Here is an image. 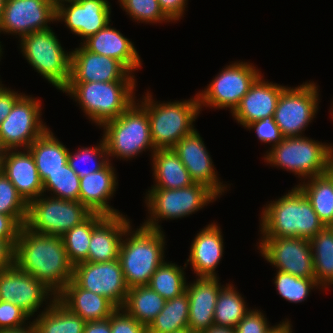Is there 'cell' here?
I'll list each match as a JSON object with an SVG mask.
<instances>
[{"mask_svg":"<svg viewBox=\"0 0 333 333\" xmlns=\"http://www.w3.org/2000/svg\"><path fill=\"white\" fill-rule=\"evenodd\" d=\"M15 265L34 276L55 296L73 279L61 236L39 234L25 225L20 228L15 246Z\"/></svg>","mask_w":333,"mask_h":333,"instance_id":"6da1fadb","label":"cell"},{"mask_svg":"<svg viewBox=\"0 0 333 333\" xmlns=\"http://www.w3.org/2000/svg\"><path fill=\"white\" fill-rule=\"evenodd\" d=\"M262 208V237H298L311 239L326 226L311 202L296 185L288 193Z\"/></svg>","mask_w":333,"mask_h":333,"instance_id":"7a4b0ae2","label":"cell"},{"mask_svg":"<svg viewBox=\"0 0 333 333\" xmlns=\"http://www.w3.org/2000/svg\"><path fill=\"white\" fill-rule=\"evenodd\" d=\"M130 225L121 242L119 261L128 288L146 286L157 268L165 261L163 230L143 225L132 230Z\"/></svg>","mask_w":333,"mask_h":333,"instance_id":"3957f363","label":"cell"},{"mask_svg":"<svg viewBox=\"0 0 333 333\" xmlns=\"http://www.w3.org/2000/svg\"><path fill=\"white\" fill-rule=\"evenodd\" d=\"M136 81L69 82L62 90L71 96L97 126L119 117L137 98ZM135 90V91H134Z\"/></svg>","mask_w":333,"mask_h":333,"instance_id":"277c9868","label":"cell"},{"mask_svg":"<svg viewBox=\"0 0 333 333\" xmlns=\"http://www.w3.org/2000/svg\"><path fill=\"white\" fill-rule=\"evenodd\" d=\"M149 91L137 102L146 109L150 121L151 138L155 149L173 148L183 137L192 133L198 118V95L183 101L158 102Z\"/></svg>","mask_w":333,"mask_h":333,"instance_id":"5b68a950","label":"cell"},{"mask_svg":"<svg viewBox=\"0 0 333 333\" xmlns=\"http://www.w3.org/2000/svg\"><path fill=\"white\" fill-rule=\"evenodd\" d=\"M264 154V161L292 172L300 180L329 171L333 164V144H324L306 136L286 137Z\"/></svg>","mask_w":333,"mask_h":333,"instance_id":"8992f818","label":"cell"},{"mask_svg":"<svg viewBox=\"0 0 333 333\" xmlns=\"http://www.w3.org/2000/svg\"><path fill=\"white\" fill-rule=\"evenodd\" d=\"M134 101L119 117L106 121L99 128H103V139L108 157L130 160L139 156L141 152L154 148L150 121L146 109ZM139 154V155H138Z\"/></svg>","mask_w":333,"mask_h":333,"instance_id":"52a82bcc","label":"cell"},{"mask_svg":"<svg viewBox=\"0 0 333 333\" xmlns=\"http://www.w3.org/2000/svg\"><path fill=\"white\" fill-rule=\"evenodd\" d=\"M218 198L211 189L199 183L180 189L151 188L145 195L149 217L142 225L161 231L163 227L159 221L188 217Z\"/></svg>","mask_w":333,"mask_h":333,"instance_id":"ba28073f","label":"cell"},{"mask_svg":"<svg viewBox=\"0 0 333 333\" xmlns=\"http://www.w3.org/2000/svg\"><path fill=\"white\" fill-rule=\"evenodd\" d=\"M52 28L19 39L22 55L36 72L62 91L69 83L71 53L63 49Z\"/></svg>","mask_w":333,"mask_h":333,"instance_id":"9c48e42d","label":"cell"},{"mask_svg":"<svg viewBox=\"0 0 333 333\" xmlns=\"http://www.w3.org/2000/svg\"><path fill=\"white\" fill-rule=\"evenodd\" d=\"M91 214L80 201L64 200L43 193L28 204L25 226L35 233L62 237Z\"/></svg>","mask_w":333,"mask_h":333,"instance_id":"30bf717a","label":"cell"},{"mask_svg":"<svg viewBox=\"0 0 333 333\" xmlns=\"http://www.w3.org/2000/svg\"><path fill=\"white\" fill-rule=\"evenodd\" d=\"M252 63L235 61L226 65L209 85L197 93L200 110L203 106L229 108L231 113L239 105L251 85L261 75Z\"/></svg>","mask_w":333,"mask_h":333,"instance_id":"8fae6325","label":"cell"},{"mask_svg":"<svg viewBox=\"0 0 333 333\" xmlns=\"http://www.w3.org/2000/svg\"><path fill=\"white\" fill-rule=\"evenodd\" d=\"M319 91L316 83L309 81L281 92L273 119L284 138L305 136L303 131L318 112Z\"/></svg>","mask_w":333,"mask_h":333,"instance_id":"7c38bea8","label":"cell"},{"mask_svg":"<svg viewBox=\"0 0 333 333\" xmlns=\"http://www.w3.org/2000/svg\"><path fill=\"white\" fill-rule=\"evenodd\" d=\"M41 101L23 95L0 126V141L7 150L27 149L49 127L43 123Z\"/></svg>","mask_w":333,"mask_h":333,"instance_id":"4fadbf2b","label":"cell"},{"mask_svg":"<svg viewBox=\"0 0 333 333\" xmlns=\"http://www.w3.org/2000/svg\"><path fill=\"white\" fill-rule=\"evenodd\" d=\"M260 255L278 271L299 278H315L309 239L298 237H260Z\"/></svg>","mask_w":333,"mask_h":333,"instance_id":"5bb4252c","label":"cell"},{"mask_svg":"<svg viewBox=\"0 0 333 333\" xmlns=\"http://www.w3.org/2000/svg\"><path fill=\"white\" fill-rule=\"evenodd\" d=\"M73 280L83 289L106 297L122 308L128 286L119 259L108 262H82L74 266Z\"/></svg>","mask_w":333,"mask_h":333,"instance_id":"9a60e30c","label":"cell"},{"mask_svg":"<svg viewBox=\"0 0 333 333\" xmlns=\"http://www.w3.org/2000/svg\"><path fill=\"white\" fill-rule=\"evenodd\" d=\"M56 21V8L49 0H6L0 33L19 38L50 28Z\"/></svg>","mask_w":333,"mask_h":333,"instance_id":"2e32d148","label":"cell"},{"mask_svg":"<svg viewBox=\"0 0 333 333\" xmlns=\"http://www.w3.org/2000/svg\"><path fill=\"white\" fill-rule=\"evenodd\" d=\"M0 297L2 301L20 307L30 317L35 316V312L43 307L42 304L49 305L56 299L39 280L21 271L16 265L0 271Z\"/></svg>","mask_w":333,"mask_h":333,"instance_id":"e0dca14e","label":"cell"},{"mask_svg":"<svg viewBox=\"0 0 333 333\" xmlns=\"http://www.w3.org/2000/svg\"><path fill=\"white\" fill-rule=\"evenodd\" d=\"M172 149L188 170L194 183L205 185L219 198L228 190L227 184L219 180L212 158L197 129L183 137Z\"/></svg>","mask_w":333,"mask_h":333,"instance_id":"ac0fdd59","label":"cell"},{"mask_svg":"<svg viewBox=\"0 0 333 333\" xmlns=\"http://www.w3.org/2000/svg\"><path fill=\"white\" fill-rule=\"evenodd\" d=\"M80 47L71 51L69 82L136 81L135 76L117 59Z\"/></svg>","mask_w":333,"mask_h":333,"instance_id":"d6986e66","label":"cell"},{"mask_svg":"<svg viewBox=\"0 0 333 333\" xmlns=\"http://www.w3.org/2000/svg\"><path fill=\"white\" fill-rule=\"evenodd\" d=\"M108 0H77L56 9V22H64L82 41L96 34L110 22L111 7Z\"/></svg>","mask_w":333,"mask_h":333,"instance_id":"ffe728a7","label":"cell"},{"mask_svg":"<svg viewBox=\"0 0 333 333\" xmlns=\"http://www.w3.org/2000/svg\"><path fill=\"white\" fill-rule=\"evenodd\" d=\"M287 86L264 80L261 74L231 113L244 128L257 120L273 116L281 92Z\"/></svg>","mask_w":333,"mask_h":333,"instance_id":"44dd1931","label":"cell"},{"mask_svg":"<svg viewBox=\"0 0 333 333\" xmlns=\"http://www.w3.org/2000/svg\"><path fill=\"white\" fill-rule=\"evenodd\" d=\"M223 240L220 226L215 222L209 223L191 242L184 268L190 264L196 277L217 278L216 268L224 254Z\"/></svg>","mask_w":333,"mask_h":333,"instance_id":"7402d4cb","label":"cell"},{"mask_svg":"<svg viewBox=\"0 0 333 333\" xmlns=\"http://www.w3.org/2000/svg\"><path fill=\"white\" fill-rule=\"evenodd\" d=\"M219 280V277H197L192 283L186 284L185 291L189 299L188 328L195 333H201L214 325L217 297L224 287Z\"/></svg>","mask_w":333,"mask_h":333,"instance_id":"603a6c76","label":"cell"},{"mask_svg":"<svg viewBox=\"0 0 333 333\" xmlns=\"http://www.w3.org/2000/svg\"><path fill=\"white\" fill-rule=\"evenodd\" d=\"M117 185V174L110 161L103 169L80 177L79 201L92 213L120 215L122 213L108 202L113 198Z\"/></svg>","mask_w":333,"mask_h":333,"instance_id":"cb8c5ba5","label":"cell"},{"mask_svg":"<svg viewBox=\"0 0 333 333\" xmlns=\"http://www.w3.org/2000/svg\"><path fill=\"white\" fill-rule=\"evenodd\" d=\"M22 151L7 150L1 172L15 186L23 200L29 204L43 194V182L30 151L28 149Z\"/></svg>","mask_w":333,"mask_h":333,"instance_id":"d4e9b609","label":"cell"},{"mask_svg":"<svg viewBox=\"0 0 333 333\" xmlns=\"http://www.w3.org/2000/svg\"><path fill=\"white\" fill-rule=\"evenodd\" d=\"M81 44L92 53L117 59L133 74L142 67L135 45L110 23Z\"/></svg>","mask_w":333,"mask_h":333,"instance_id":"484cf974","label":"cell"},{"mask_svg":"<svg viewBox=\"0 0 333 333\" xmlns=\"http://www.w3.org/2000/svg\"><path fill=\"white\" fill-rule=\"evenodd\" d=\"M130 225L123 214L106 216L92 231L86 262L117 260L124 233Z\"/></svg>","mask_w":333,"mask_h":333,"instance_id":"4316f807","label":"cell"},{"mask_svg":"<svg viewBox=\"0 0 333 333\" xmlns=\"http://www.w3.org/2000/svg\"><path fill=\"white\" fill-rule=\"evenodd\" d=\"M56 299L85 322L107 319L117 309L106 297L81 288L73 279Z\"/></svg>","mask_w":333,"mask_h":333,"instance_id":"83f0119b","label":"cell"},{"mask_svg":"<svg viewBox=\"0 0 333 333\" xmlns=\"http://www.w3.org/2000/svg\"><path fill=\"white\" fill-rule=\"evenodd\" d=\"M151 157L155 181L151 188L180 189L194 183L172 148L156 149Z\"/></svg>","mask_w":333,"mask_h":333,"instance_id":"f1b7e54d","label":"cell"},{"mask_svg":"<svg viewBox=\"0 0 333 333\" xmlns=\"http://www.w3.org/2000/svg\"><path fill=\"white\" fill-rule=\"evenodd\" d=\"M42 182L68 162L69 149L55 137L50 128L28 148Z\"/></svg>","mask_w":333,"mask_h":333,"instance_id":"f546056e","label":"cell"},{"mask_svg":"<svg viewBox=\"0 0 333 333\" xmlns=\"http://www.w3.org/2000/svg\"><path fill=\"white\" fill-rule=\"evenodd\" d=\"M32 319L37 333H83L86 322L57 299Z\"/></svg>","mask_w":333,"mask_h":333,"instance_id":"4dcf8cb0","label":"cell"},{"mask_svg":"<svg viewBox=\"0 0 333 333\" xmlns=\"http://www.w3.org/2000/svg\"><path fill=\"white\" fill-rule=\"evenodd\" d=\"M297 185L311 202L319 219L327 227H333V176L326 172Z\"/></svg>","mask_w":333,"mask_h":333,"instance_id":"1f68e13d","label":"cell"},{"mask_svg":"<svg viewBox=\"0 0 333 333\" xmlns=\"http://www.w3.org/2000/svg\"><path fill=\"white\" fill-rule=\"evenodd\" d=\"M166 300L148 285L130 288L123 309L146 327L164 308Z\"/></svg>","mask_w":333,"mask_h":333,"instance_id":"d6a6232c","label":"cell"},{"mask_svg":"<svg viewBox=\"0 0 333 333\" xmlns=\"http://www.w3.org/2000/svg\"><path fill=\"white\" fill-rule=\"evenodd\" d=\"M309 241L315 280L320 288L327 289L333 283V227H325Z\"/></svg>","mask_w":333,"mask_h":333,"instance_id":"836d02e7","label":"cell"},{"mask_svg":"<svg viewBox=\"0 0 333 333\" xmlns=\"http://www.w3.org/2000/svg\"><path fill=\"white\" fill-rule=\"evenodd\" d=\"M189 299L186 291L166 300L164 308L147 327V333H173L188 328Z\"/></svg>","mask_w":333,"mask_h":333,"instance_id":"e575fe53","label":"cell"},{"mask_svg":"<svg viewBox=\"0 0 333 333\" xmlns=\"http://www.w3.org/2000/svg\"><path fill=\"white\" fill-rule=\"evenodd\" d=\"M105 217L100 213H92L62 236L67 257L73 266L87 261L92 231Z\"/></svg>","mask_w":333,"mask_h":333,"instance_id":"d590c367","label":"cell"},{"mask_svg":"<svg viewBox=\"0 0 333 333\" xmlns=\"http://www.w3.org/2000/svg\"><path fill=\"white\" fill-rule=\"evenodd\" d=\"M249 311L242 294L233 284L226 283L217 297L214 325L235 328Z\"/></svg>","mask_w":333,"mask_h":333,"instance_id":"8d00e7d4","label":"cell"},{"mask_svg":"<svg viewBox=\"0 0 333 333\" xmlns=\"http://www.w3.org/2000/svg\"><path fill=\"white\" fill-rule=\"evenodd\" d=\"M175 263L164 261L154 272L148 286L165 300L185 292L187 279L185 269Z\"/></svg>","mask_w":333,"mask_h":333,"instance_id":"74e56055","label":"cell"},{"mask_svg":"<svg viewBox=\"0 0 333 333\" xmlns=\"http://www.w3.org/2000/svg\"><path fill=\"white\" fill-rule=\"evenodd\" d=\"M78 150V151H77ZM68 153V164L79 177L103 169L110 161L107 148L102 137L98 145L93 147H81ZM77 151V152H76Z\"/></svg>","mask_w":333,"mask_h":333,"instance_id":"f35d334b","label":"cell"},{"mask_svg":"<svg viewBox=\"0 0 333 333\" xmlns=\"http://www.w3.org/2000/svg\"><path fill=\"white\" fill-rule=\"evenodd\" d=\"M79 190L80 177L70 168L68 162L43 181V193L50 192L49 195L56 198L79 201Z\"/></svg>","mask_w":333,"mask_h":333,"instance_id":"ab89813d","label":"cell"},{"mask_svg":"<svg viewBox=\"0 0 333 333\" xmlns=\"http://www.w3.org/2000/svg\"><path fill=\"white\" fill-rule=\"evenodd\" d=\"M276 271L274 284L277 293L288 302L302 303L308 298L313 288L321 289L315 278H299L289 273Z\"/></svg>","mask_w":333,"mask_h":333,"instance_id":"60d3db41","label":"cell"},{"mask_svg":"<svg viewBox=\"0 0 333 333\" xmlns=\"http://www.w3.org/2000/svg\"><path fill=\"white\" fill-rule=\"evenodd\" d=\"M0 214L11 216L21 227L26 224L28 215V204L2 172H0Z\"/></svg>","mask_w":333,"mask_h":333,"instance_id":"b9f144b4","label":"cell"},{"mask_svg":"<svg viewBox=\"0 0 333 333\" xmlns=\"http://www.w3.org/2000/svg\"><path fill=\"white\" fill-rule=\"evenodd\" d=\"M122 10L137 23L171 22L160 9L158 0H118Z\"/></svg>","mask_w":333,"mask_h":333,"instance_id":"7bdbcfd3","label":"cell"},{"mask_svg":"<svg viewBox=\"0 0 333 333\" xmlns=\"http://www.w3.org/2000/svg\"><path fill=\"white\" fill-rule=\"evenodd\" d=\"M29 319L31 317L15 304L7 301L0 302V330L26 326L31 323Z\"/></svg>","mask_w":333,"mask_h":333,"instance_id":"ee69618b","label":"cell"},{"mask_svg":"<svg viewBox=\"0 0 333 333\" xmlns=\"http://www.w3.org/2000/svg\"><path fill=\"white\" fill-rule=\"evenodd\" d=\"M246 129H254L258 140L263 143H272L270 146L278 145L283 140V135L277 126L273 116L265 117L264 119L254 121L248 124Z\"/></svg>","mask_w":333,"mask_h":333,"instance_id":"f6af8a7d","label":"cell"},{"mask_svg":"<svg viewBox=\"0 0 333 333\" xmlns=\"http://www.w3.org/2000/svg\"><path fill=\"white\" fill-rule=\"evenodd\" d=\"M111 333H147V327L130 316L123 308H117L110 316Z\"/></svg>","mask_w":333,"mask_h":333,"instance_id":"bcb514c9","label":"cell"},{"mask_svg":"<svg viewBox=\"0 0 333 333\" xmlns=\"http://www.w3.org/2000/svg\"><path fill=\"white\" fill-rule=\"evenodd\" d=\"M275 326L269 325L262 311L250 309L235 327V331L236 333H269Z\"/></svg>","mask_w":333,"mask_h":333,"instance_id":"7dc6e473","label":"cell"},{"mask_svg":"<svg viewBox=\"0 0 333 333\" xmlns=\"http://www.w3.org/2000/svg\"><path fill=\"white\" fill-rule=\"evenodd\" d=\"M188 0H158L160 9L171 22L182 19Z\"/></svg>","mask_w":333,"mask_h":333,"instance_id":"c3c4849f","label":"cell"},{"mask_svg":"<svg viewBox=\"0 0 333 333\" xmlns=\"http://www.w3.org/2000/svg\"><path fill=\"white\" fill-rule=\"evenodd\" d=\"M22 93L11 90L9 87L0 86V126L2 121L9 115L16 101L22 96Z\"/></svg>","mask_w":333,"mask_h":333,"instance_id":"681fc988","label":"cell"},{"mask_svg":"<svg viewBox=\"0 0 333 333\" xmlns=\"http://www.w3.org/2000/svg\"><path fill=\"white\" fill-rule=\"evenodd\" d=\"M20 228L11 216L0 214V239H7L15 247Z\"/></svg>","mask_w":333,"mask_h":333,"instance_id":"f907efd6","label":"cell"},{"mask_svg":"<svg viewBox=\"0 0 333 333\" xmlns=\"http://www.w3.org/2000/svg\"><path fill=\"white\" fill-rule=\"evenodd\" d=\"M14 265L15 247L7 239H0V271Z\"/></svg>","mask_w":333,"mask_h":333,"instance_id":"816d5d0a","label":"cell"},{"mask_svg":"<svg viewBox=\"0 0 333 333\" xmlns=\"http://www.w3.org/2000/svg\"><path fill=\"white\" fill-rule=\"evenodd\" d=\"M83 333H111L110 317L104 320L86 322Z\"/></svg>","mask_w":333,"mask_h":333,"instance_id":"f5cc1de1","label":"cell"},{"mask_svg":"<svg viewBox=\"0 0 333 333\" xmlns=\"http://www.w3.org/2000/svg\"><path fill=\"white\" fill-rule=\"evenodd\" d=\"M292 324L289 319L277 324L269 333H292Z\"/></svg>","mask_w":333,"mask_h":333,"instance_id":"db71d44e","label":"cell"},{"mask_svg":"<svg viewBox=\"0 0 333 333\" xmlns=\"http://www.w3.org/2000/svg\"><path fill=\"white\" fill-rule=\"evenodd\" d=\"M0 333H37V331L34 324L31 322L29 325L20 328L0 330Z\"/></svg>","mask_w":333,"mask_h":333,"instance_id":"11a10c76","label":"cell"},{"mask_svg":"<svg viewBox=\"0 0 333 333\" xmlns=\"http://www.w3.org/2000/svg\"><path fill=\"white\" fill-rule=\"evenodd\" d=\"M201 333H236L235 328L212 325L209 329L204 330Z\"/></svg>","mask_w":333,"mask_h":333,"instance_id":"9f6ffc18","label":"cell"},{"mask_svg":"<svg viewBox=\"0 0 333 333\" xmlns=\"http://www.w3.org/2000/svg\"><path fill=\"white\" fill-rule=\"evenodd\" d=\"M6 151H7V149L5 148V146L0 141V172H1V169L3 167Z\"/></svg>","mask_w":333,"mask_h":333,"instance_id":"6f0895ef","label":"cell"},{"mask_svg":"<svg viewBox=\"0 0 333 333\" xmlns=\"http://www.w3.org/2000/svg\"><path fill=\"white\" fill-rule=\"evenodd\" d=\"M53 6L57 9L60 5L72 2V1H77V0H49Z\"/></svg>","mask_w":333,"mask_h":333,"instance_id":"680465c9","label":"cell"},{"mask_svg":"<svg viewBox=\"0 0 333 333\" xmlns=\"http://www.w3.org/2000/svg\"><path fill=\"white\" fill-rule=\"evenodd\" d=\"M5 0H0V21L3 15Z\"/></svg>","mask_w":333,"mask_h":333,"instance_id":"91938a15","label":"cell"},{"mask_svg":"<svg viewBox=\"0 0 333 333\" xmlns=\"http://www.w3.org/2000/svg\"><path fill=\"white\" fill-rule=\"evenodd\" d=\"M173 333H195V332H193L189 328H186V329H183V330H180V331H177V332H173Z\"/></svg>","mask_w":333,"mask_h":333,"instance_id":"94428289","label":"cell"},{"mask_svg":"<svg viewBox=\"0 0 333 333\" xmlns=\"http://www.w3.org/2000/svg\"><path fill=\"white\" fill-rule=\"evenodd\" d=\"M3 45L1 44V42H0V59L2 58L1 56H3L2 54H3V51H2V47Z\"/></svg>","mask_w":333,"mask_h":333,"instance_id":"6125c7cd","label":"cell"},{"mask_svg":"<svg viewBox=\"0 0 333 333\" xmlns=\"http://www.w3.org/2000/svg\"><path fill=\"white\" fill-rule=\"evenodd\" d=\"M332 176H333V164L331 165L329 171H328Z\"/></svg>","mask_w":333,"mask_h":333,"instance_id":"be15d7a7","label":"cell"},{"mask_svg":"<svg viewBox=\"0 0 333 333\" xmlns=\"http://www.w3.org/2000/svg\"><path fill=\"white\" fill-rule=\"evenodd\" d=\"M332 108H331V110H332V113H331V115L333 116V102H332ZM333 118V117H332Z\"/></svg>","mask_w":333,"mask_h":333,"instance_id":"e7e4bbea","label":"cell"}]
</instances>
